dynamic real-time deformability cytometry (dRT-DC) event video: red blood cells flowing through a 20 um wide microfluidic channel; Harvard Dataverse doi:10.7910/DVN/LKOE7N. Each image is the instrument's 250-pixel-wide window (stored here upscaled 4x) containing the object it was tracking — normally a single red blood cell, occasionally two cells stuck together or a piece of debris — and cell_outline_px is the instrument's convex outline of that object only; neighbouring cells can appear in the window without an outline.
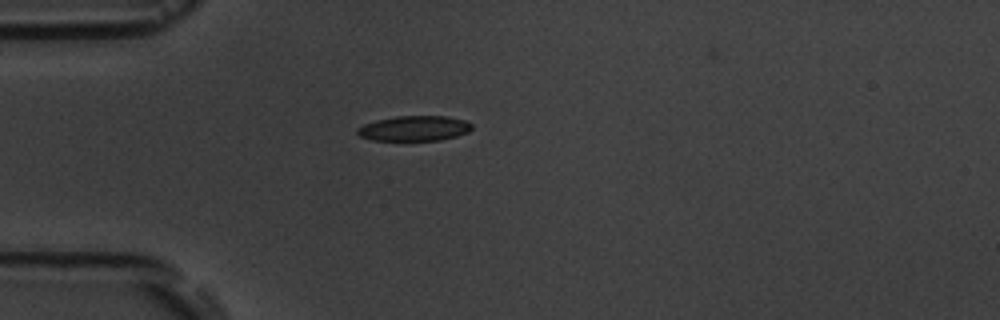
{"species": "common noctule bat (a hibernating species)", "species_latin": "Nyctalus noctula", "temperature_condition": "room temperature", "stored_images_in_passage": 2, "camera_frame_rate_fps": 3000, "um_per_image_px": 0.085, "animal": {"sex": "male", "body_mass_g": 19.5, "forearm_length_mm": 54.6}, "frame": {"image": 1, "passage_image": 1, "time_ms": 0.0, "image_size_px": [1000, 320], "cell_outline_px": [[472, 128], [468, 132], [456, 136], [440, 140], [372, 140], [360, 136], [356, 132], [356, 128], [364, 124], [376, 120], [396, 116], [448, 116], [464, 120], [472, 124]], "centroid_in_image_um": [35.2, 10.9], "position_along_channel_um": 49.8, "area_um2": 16.76}}